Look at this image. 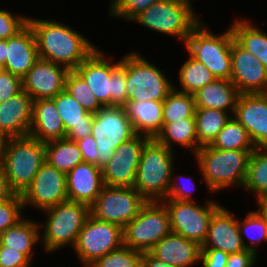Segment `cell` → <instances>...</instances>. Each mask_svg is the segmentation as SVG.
<instances>
[{"mask_svg":"<svg viewBox=\"0 0 267 267\" xmlns=\"http://www.w3.org/2000/svg\"><path fill=\"white\" fill-rule=\"evenodd\" d=\"M107 58L101 49H95L75 70L82 76L97 101L111 106L112 72L120 65Z\"/></svg>","mask_w":267,"mask_h":267,"instance_id":"cell-19","label":"cell"},{"mask_svg":"<svg viewBox=\"0 0 267 267\" xmlns=\"http://www.w3.org/2000/svg\"><path fill=\"white\" fill-rule=\"evenodd\" d=\"M28 24V16L14 15L10 11L0 9V39L7 40L15 36Z\"/></svg>","mask_w":267,"mask_h":267,"instance_id":"cell-44","label":"cell"},{"mask_svg":"<svg viewBox=\"0 0 267 267\" xmlns=\"http://www.w3.org/2000/svg\"><path fill=\"white\" fill-rule=\"evenodd\" d=\"M6 61V40L0 39V65L4 67Z\"/></svg>","mask_w":267,"mask_h":267,"instance_id":"cell-53","label":"cell"},{"mask_svg":"<svg viewBox=\"0 0 267 267\" xmlns=\"http://www.w3.org/2000/svg\"><path fill=\"white\" fill-rule=\"evenodd\" d=\"M148 140L136 134L114 150L112 158L102 167L104 185L134 187L141 150Z\"/></svg>","mask_w":267,"mask_h":267,"instance_id":"cell-14","label":"cell"},{"mask_svg":"<svg viewBox=\"0 0 267 267\" xmlns=\"http://www.w3.org/2000/svg\"><path fill=\"white\" fill-rule=\"evenodd\" d=\"M201 248H214L228 254L246 250L237 217L221 206L211 218L207 238Z\"/></svg>","mask_w":267,"mask_h":267,"instance_id":"cell-21","label":"cell"},{"mask_svg":"<svg viewBox=\"0 0 267 267\" xmlns=\"http://www.w3.org/2000/svg\"><path fill=\"white\" fill-rule=\"evenodd\" d=\"M68 72L64 66L39 58L22 77V89L33 101L53 99L64 90Z\"/></svg>","mask_w":267,"mask_h":267,"instance_id":"cell-18","label":"cell"},{"mask_svg":"<svg viewBox=\"0 0 267 267\" xmlns=\"http://www.w3.org/2000/svg\"><path fill=\"white\" fill-rule=\"evenodd\" d=\"M46 162L45 143L27 135L0 142V163L15 194L22 195Z\"/></svg>","mask_w":267,"mask_h":267,"instance_id":"cell-2","label":"cell"},{"mask_svg":"<svg viewBox=\"0 0 267 267\" xmlns=\"http://www.w3.org/2000/svg\"><path fill=\"white\" fill-rule=\"evenodd\" d=\"M65 127L66 138L76 142L92 132L95 114L87 112L69 93L63 90L52 99Z\"/></svg>","mask_w":267,"mask_h":267,"instance_id":"cell-25","label":"cell"},{"mask_svg":"<svg viewBox=\"0 0 267 267\" xmlns=\"http://www.w3.org/2000/svg\"><path fill=\"white\" fill-rule=\"evenodd\" d=\"M171 232L169 213L162 201H147L140 213L123 228V245L147 252Z\"/></svg>","mask_w":267,"mask_h":267,"instance_id":"cell-9","label":"cell"},{"mask_svg":"<svg viewBox=\"0 0 267 267\" xmlns=\"http://www.w3.org/2000/svg\"><path fill=\"white\" fill-rule=\"evenodd\" d=\"M174 151L149 139L140 154L134 188L147 201L166 199L174 169Z\"/></svg>","mask_w":267,"mask_h":267,"instance_id":"cell-4","label":"cell"},{"mask_svg":"<svg viewBox=\"0 0 267 267\" xmlns=\"http://www.w3.org/2000/svg\"><path fill=\"white\" fill-rule=\"evenodd\" d=\"M136 134L155 139L163 128V101H129L124 106Z\"/></svg>","mask_w":267,"mask_h":267,"instance_id":"cell-27","label":"cell"},{"mask_svg":"<svg viewBox=\"0 0 267 267\" xmlns=\"http://www.w3.org/2000/svg\"><path fill=\"white\" fill-rule=\"evenodd\" d=\"M123 245V228L104 220L90 216L81 229L75 246V254L85 267H89L98 258L120 248Z\"/></svg>","mask_w":267,"mask_h":267,"instance_id":"cell-13","label":"cell"},{"mask_svg":"<svg viewBox=\"0 0 267 267\" xmlns=\"http://www.w3.org/2000/svg\"><path fill=\"white\" fill-rule=\"evenodd\" d=\"M155 140L172 151L174 150L172 143L191 149L194 154L201 148L197 140L195 118L163 123V128Z\"/></svg>","mask_w":267,"mask_h":267,"instance_id":"cell-30","label":"cell"},{"mask_svg":"<svg viewBox=\"0 0 267 267\" xmlns=\"http://www.w3.org/2000/svg\"><path fill=\"white\" fill-rule=\"evenodd\" d=\"M191 0H162L139 14L137 22L151 30L181 39L184 44L192 29L200 22Z\"/></svg>","mask_w":267,"mask_h":267,"instance_id":"cell-7","label":"cell"},{"mask_svg":"<svg viewBox=\"0 0 267 267\" xmlns=\"http://www.w3.org/2000/svg\"><path fill=\"white\" fill-rule=\"evenodd\" d=\"M32 111L33 99L24 90L0 103V139L29 135Z\"/></svg>","mask_w":267,"mask_h":267,"instance_id":"cell-20","label":"cell"},{"mask_svg":"<svg viewBox=\"0 0 267 267\" xmlns=\"http://www.w3.org/2000/svg\"><path fill=\"white\" fill-rule=\"evenodd\" d=\"M147 200L134 187H112L104 185L90 213L97 219L124 228L141 211Z\"/></svg>","mask_w":267,"mask_h":267,"instance_id":"cell-12","label":"cell"},{"mask_svg":"<svg viewBox=\"0 0 267 267\" xmlns=\"http://www.w3.org/2000/svg\"><path fill=\"white\" fill-rule=\"evenodd\" d=\"M22 78L8 71L0 73V103L22 91Z\"/></svg>","mask_w":267,"mask_h":267,"instance_id":"cell-45","label":"cell"},{"mask_svg":"<svg viewBox=\"0 0 267 267\" xmlns=\"http://www.w3.org/2000/svg\"><path fill=\"white\" fill-rule=\"evenodd\" d=\"M231 30L234 39L257 57L267 69V33L245 19H235Z\"/></svg>","mask_w":267,"mask_h":267,"instance_id":"cell-31","label":"cell"},{"mask_svg":"<svg viewBox=\"0 0 267 267\" xmlns=\"http://www.w3.org/2000/svg\"><path fill=\"white\" fill-rule=\"evenodd\" d=\"M239 94L231 80L215 79L194 94L195 108L219 109L233 116Z\"/></svg>","mask_w":267,"mask_h":267,"instance_id":"cell-28","label":"cell"},{"mask_svg":"<svg viewBox=\"0 0 267 267\" xmlns=\"http://www.w3.org/2000/svg\"><path fill=\"white\" fill-rule=\"evenodd\" d=\"M29 135L42 143L66 138L65 127L52 99L33 101Z\"/></svg>","mask_w":267,"mask_h":267,"instance_id":"cell-26","label":"cell"},{"mask_svg":"<svg viewBox=\"0 0 267 267\" xmlns=\"http://www.w3.org/2000/svg\"><path fill=\"white\" fill-rule=\"evenodd\" d=\"M233 117L247 130L255 148H267V93L239 94Z\"/></svg>","mask_w":267,"mask_h":267,"instance_id":"cell-17","label":"cell"},{"mask_svg":"<svg viewBox=\"0 0 267 267\" xmlns=\"http://www.w3.org/2000/svg\"><path fill=\"white\" fill-rule=\"evenodd\" d=\"M69 201L91 206L104 187L102 168L88 162L77 164L66 174Z\"/></svg>","mask_w":267,"mask_h":267,"instance_id":"cell-22","label":"cell"},{"mask_svg":"<svg viewBox=\"0 0 267 267\" xmlns=\"http://www.w3.org/2000/svg\"><path fill=\"white\" fill-rule=\"evenodd\" d=\"M142 267H175L154 257L149 251L142 252Z\"/></svg>","mask_w":267,"mask_h":267,"instance_id":"cell-52","label":"cell"},{"mask_svg":"<svg viewBox=\"0 0 267 267\" xmlns=\"http://www.w3.org/2000/svg\"><path fill=\"white\" fill-rule=\"evenodd\" d=\"M31 263L22 252L0 245V267H29Z\"/></svg>","mask_w":267,"mask_h":267,"instance_id":"cell-46","label":"cell"},{"mask_svg":"<svg viewBox=\"0 0 267 267\" xmlns=\"http://www.w3.org/2000/svg\"><path fill=\"white\" fill-rule=\"evenodd\" d=\"M89 267H142V252L122 245L98 258Z\"/></svg>","mask_w":267,"mask_h":267,"instance_id":"cell-40","label":"cell"},{"mask_svg":"<svg viewBox=\"0 0 267 267\" xmlns=\"http://www.w3.org/2000/svg\"><path fill=\"white\" fill-rule=\"evenodd\" d=\"M136 135L124 107L103 106L94 116L91 136L97 143L98 166L102 168L122 143Z\"/></svg>","mask_w":267,"mask_h":267,"instance_id":"cell-10","label":"cell"},{"mask_svg":"<svg viewBox=\"0 0 267 267\" xmlns=\"http://www.w3.org/2000/svg\"><path fill=\"white\" fill-rule=\"evenodd\" d=\"M162 202L169 213L170 230L202 246L211 218L221 205L209 199L203 206L196 204L197 201L163 199Z\"/></svg>","mask_w":267,"mask_h":267,"instance_id":"cell-11","label":"cell"},{"mask_svg":"<svg viewBox=\"0 0 267 267\" xmlns=\"http://www.w3.org/2000/svg\"><path fill=\"white\" fill-rule=\"evenodd\" d=\"M259 257L251 250L229 254L226 267H255ZM257 260V261H256Z\"/></svg>","mask_w":267,"mask_h":267,"instance_id":"cell-50","label":"cell"},{"mask_svg":"<svg viewBox=\"0 0 267 267\" xmlns=\"http://www.w3.org/2000/svg\"><path fill=\"white\" fill-rule=\"evenodd\" d=\"M210 146L220 150L255 149L247 130L233 116L226 122Z\"/></svg>","mask_w":267,"mask_h":267,"instance_id":"cell-36","label":"cell"},{"mask_svg":"<svg viewBox=\"0 0 267 267\" xmlns=\"http://www.w3.org/2000/svg\"><path fill=\"white\" fill-rule=\"evenodd\" d=\"M243 188L255 193L257 204L267 200V148H255L251 153Z\"/></svg>","mask_w":267,"mask_h":267,"instance_id":"cell-33","label":"cell"},{"mask_svg":"<svg viewBox=\"0 0 267 267\" xmlns=\"http://www.w3.org/2000/svg\"><path fill=\"white\" fill-rule=\"evenodd\" d=\"M127 102L164 101L174 89L162 70L136 52L126 55Z\"/></svg>","mask_w":267,"mask_h":267,"instance_id":"cell-8","label":"cell"},{"mask_svg":"<svg viewBox=\"0 0 267 267\" xmlns=\"http://www.w3.org/2000/svg\"><path fill=\"white\" fill-rule=\"evenodd\" d=\"M38 59L36 39L29 24L6 40L5 71L22 78Z\"/></svg>","mask_w":267,"mask_h":267,"instance_id":"cell-23","label":"cell"},{"mask_svg":"<svg viewBox=\"0 0 267 267\" xmlns=\"http://www.w3.org/2000/svg\"><path fill=\"white\" fill-rule=\"evenodd\" d=\"M14 194L15 193L12 191L9 183L7 182L5 172L3 171V167L0 163V203L9 200Z\"/></svg>","mask_w":267,"mask_h":267,"instance_id":"cell-51","label":"cell"},{"mask_svg":"<svg viewBox=\"0 0 267 267\" xmlns=\"http://www.w3.org/2000/svg\"><path fill=\"white\" fill-rule=\"evenodd\" d=\"M257 207H259L267 216V200L258 203Z\"/></svg>","mask_w":267,"mask_h":267,"instance_id":"cell-54","label":"cell"},{"mask_svg":"<svg viewBox=\"0 0 267 267\" xmlns=\"http://www.w3.org/2000/svg\"><path fill=\"white\" fill-rule=\"evenodd\" d=\"M34 32L39 58L75 70L96 48L69 25L56 20L28 17Z\"/></svg>","mask_w":267,"mask_h":267,"instance_id":"cell-1","label":"cell"},{"mask_svg":"<svg viewBox=\"0 0 267 267\" xmlns=\"http://www.w3.org/2000/svg\"><path fill=\"white\" fill-rule=\"evenodd\" d=\"M23 205L42 211L68 200L66 174L45 162L21 195Z\"/></svg>","mask_w":267,"mask_h":267,"instance_id":"cell-15","label":"cell"},{"mask_svg":"<svg viewBox=\"0 0 267 267\" xmlns=\"http://www.w3.org/2000/svg\"><path fill=\"white\" fill-rule=\"evenodd\" d=\"M231 114L219 109L196 108V135L199 146L211 145Z\"/></svg>","mask_w":267,"mask_h":267,"instance_id":"cell-34","label":"cell"},{"mask_svg":"<svg viewBox=\"0 0 267 267\" xmlns=\"http://www.w3.org/2000/svg\"><path fill=\"white\" fill-rule=\"evenodd\" d=\"M195 109L193 94L173 89L163 101V123L195 118Z\"/></svg>","mask_w":267,"mask_h":267,"instance_id":"cell-38","label":"cell"},{"mask_svg":"<svg viewBox=\"0 0 267 267\" xmlns=\"http://www.w3.org/2000/svg\"><path fill=\"white\" fill-rule=\"evenodd\" d=\"M229 254L214 248H201L200 261L203 267H226Z\"/></svg>","mask_w":267,"mask_h":267,"instance_id":"cell-48","label":"cell"},{"mask_svg":"<svg viewBox=\"0 0 267 267\" xmlns=\"http://www.w3.org/2000/svg\"><path fill=\"white\" fill-rule=\"evenodd\" d=\"M174 171L172 170V173H171V181H170V185H169V191L167 193V196H166V199H173V200H179V201H188V202H192L194 201L192 198H191V195H192V191L194 190L192 189H188L189 187V184H191L193 181H191L190 183V179L189 181L188 178L185 177V180L187 182V185L186 184H183V185H180L178 184L177 182L182 178L180 177V175L174 177ZM178 178V179H177ZM174 179V180H173ZM176 179V181H175ZM183 179V178H182ZM184 181V180H183ZM180 182V181H179ZM184 182V183H186ZM178 184V185H177ZM193 184V183H192ZM194 186V185H192ZM190 188V187H189Z\"/></svg>","mask_w":267,"mask_h":267,"instance_id":"cell-47","label":"cell"},{"mask_svg":"<svg viewBox=\"0 0 267 267\" xmlns=\"http://www.w3.org/2000/svg\"><path fill=\"white\" fill-rule=\"evenodd\" d=\"M149 252L175 267H190L200 261L201 246L177 233L164 236Z\"/></svg>","mask_w":267,"mask_h":267,"instance_id":"cell-24","label":"cell"},{"mask_svg":"<svg viewBox=\"0 0 267 267\" xmlns=\"http://www.w3.org/2000/svg\"><path fill=\"white\" fill-rule=\"evenodd\" d=\"M2 71H4V68H3L2 65H0V73H1Z\"/></svg>","mask_w":267,"mask_h":267,"instance_id":"cell-55","label":"cell"},{"mask_svg":"<svg viewBox=\"0 0 267 267\" xmlns=\"http://www.w3.org/2000/svg\"><path fill=\"white\" fill-rule=\"evenodd\" d=\"M231 82L240 94L267 93V69L235 39L231 47Z\"/></svg>","mask_w":267,"mask_h":267,"instance_id":"cell-16","label":"cell"},{"mask_svg":"<svg viewBox=\"0 0 267 267\" xmlns=\"http://www.w3.org/2000/svg\"><path fill=\"white\" fill-rule=\"evenodd\" d=\"M216 78L212 72L201 62L197 61L191 55L179 69V80L181 89H174L180 92L195 94L200 88L213 82Z\"/></svg>","mask_w":267,"mask_h":267,"instance_id":"cell-35","label":"cell"},{"mask_svg":"<svg viewBox=\"0 0 267 267\" xmlns=\"http://www.w3.org/2000/svg\"><path fill=\"white\" fill-rule=\"evenodd\" d=\"M127 103L126 55L120 65L112 72L111 106L124 107Z\"/></svg>","mask_w":267,"mask_h":267,"instance_id":"cell-43","label":"cell"},{"mask_svg":"<svg viewBox=\"0 0 267 267\" xmlns=\"http://www.w3.org/2000/svg\"><path fill=\"white\" fill-rule=\"evenodd\" d=\"M22 210L25 208L19 194H14L9 200L0 203V234L23 218Z\"/></svg>","mask_w":267,"mask_h":267,"instance_id":"cell-42","label":"cell"},{"mask_svg":"<svg viewBox=\"0 0 267 267\" xmlns=\"http://www.w3.org/2000/svg\"><path fill=\"white\" fill-rule=\"evenodd\" d=\"M76 143L82 153L83 162L98 166V150L95 139L91 135H88L77 140Z\"/></svg>","mask_w":267,"mask_h":267,"instance_id":"cell-49","label":"cell"},{"mask_svg":"<svg viewBox=\"0 0 267 267\" xmlns=\"http://www.w3.org/2000/svg\"><path fill=\"white\" fill-rule=\"evenodd\" d=\"M64 90L69 93L87 112L96 114L103 106L97 101L85 80L76 70H69Z\"/></svg>","mask_w":267,"mask_h":267,"instance_id":"cell-39","label":"cell"},{"mask_svg":"<svg viewBox=\"0 0 267 267\" xmlns=\"http://www.w3.org/2000/svg\"><path fill=\"white\" fill-rule=\"evenodd\" d=\"M110 12L112 17L133 21L139 14L152 4L162 0H111Z\"/></svg>","mask_w":267,"mask_h":267,"instance_id":"cell-41","label":"cell"},{"mask_svg":"<svg viewBox=\"0 0 267 267\" xmlns=\"http://www.w3.org/2000/svg\"><path fill=\"white\" fill-rule=\"evenodd\" d=\"M45 150L46 162L65 174L83 162L78 144L67 138L45 143Z\"/></svg>","mask_w":267,"mask_h":267,"instance_id":"cell-32","label":"cell"},{"mask_svg":"<svg viewBox=\"0 0 267 267\" xmlns=\"http://www.w3.org/2000/svg\"><path fill=\"white\" fill-rule=\"evenodd\" d=\"M47 220L43 224V234H40V242L48 253H54L63 246L74 247L78 235L87 218L90 216V206L73 201H64L43 210ZM42 235V236H41Z\"/></svg>","mask_w":267,"mask_h":267,"instance_id":"cell-6","label":"cell"},{"mask_svg":"<svg viewBox=\"0 0 267 267\" xmlns=\"http://www.w3.org/2000/svg\"><path fill=\"white\" fill-rule=\"evenodd\" d=\"M253 150H220L202 146L196 153L204 182L210 193L229 186L244 185L248 162Z\"/></svg>","mask_w":267,"mask_h":267,"instance_id":"cell-3","label":"cell"},{"mask_svg":"<svg viewBox=\"0 0 267 267\" xmlns=\"http://www.w3.org/2000/svg\"><path fill=\"white\" fill-rule=\"evenodd\" d=\"M238 227L243 244L247 250L257 254V246L262 242H267V216L258 207L256 211H250L244 221L238 219ZM243 235L247 236L249 243L244 241Z\"/></svg>","mask_w":267,"mask_h":267,"instance_id":"cell-37","label":"cell"},{"mask_svg":"<svg viewBox=\"0 0 267 267\" xmlns=\"http://www.w3.org/2000/svg\"><path fill=\"white\" fill-rule=\"evenodd\" d=\"M43 225L35 220L23 217L15 225L0 234V245L22 252L31 262L33 249L40 242V233Z\"/></svg>","mask_w":267,"mask_h":267,"instance_id":"cell-29","label":"cell"},{"mask_svg":"<svg viewBox=\"0 0 267 267\" xmlns=\"http://www.w3.org/2000/svg\"><path fill=\"white\" fill-rule=\"evenodd\" d=\"M220 34L215 35L200 21L192 29L185 46L187 53L203 63L216 79L231 80V47L234 32L230 27Z\"/></svg>","mask_w":267,"mask_h":267,"instance_id":"cell-5","label":"cell"}]
</instances>
